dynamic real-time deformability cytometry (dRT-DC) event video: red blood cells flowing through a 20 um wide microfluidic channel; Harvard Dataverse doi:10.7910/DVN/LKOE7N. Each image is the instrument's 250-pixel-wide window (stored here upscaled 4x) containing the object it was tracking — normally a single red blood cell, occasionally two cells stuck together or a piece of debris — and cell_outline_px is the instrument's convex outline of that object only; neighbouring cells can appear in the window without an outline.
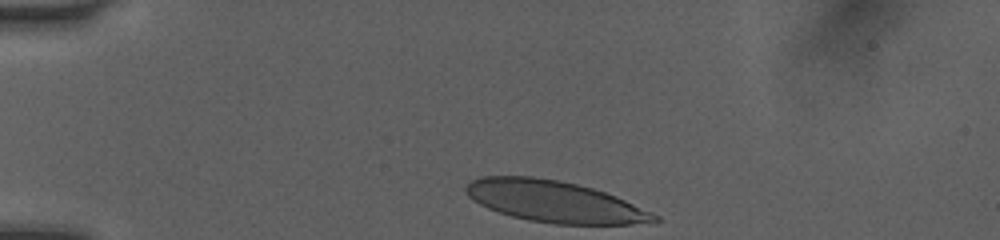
{"species": "human", "species_latin": "Homo sapiens", "temperature_condition": "room temperature", "stored_images_in_passage": 33, "camera_frame_rate_fps": 3000, "um_per_image_px": 0.085, "donor": {"sex": "female"}, "frame": {"image": 1, "passage_image": 1, "time_ms": 0.0, "image_size_px": [1000, 240], "cell_outline_px": [[660, 220], [628, 224], [552, 224], [528, 220], [512, 216], [488, 208], [472, 200], [468, 196], [464, 188], [472, 180], [480, 176], [532, 176], [560, 180], [592, 188], [616, 196], [652, 212], [660, 216]], "centroid_in_image_um": [47.1, 17.12], "position_along_channel_um": 37.9, "area_um2": 45.32}}
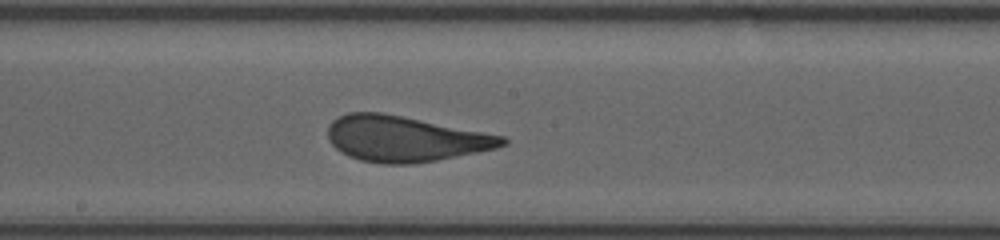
{"frame": {"image": 2, "passage_image": 18, "time_ms": 5.667, "image_size_px": [1000, 240], "cell_outline_px": [[508, 144], [496, 148], [436, 160], [412, 164], [380, 164], [360, 160], [348, 156], [340, 152], [328, 140], [328, 128], [332, 120], [348, 112], [380, 112], [504, 136], [508, 140]], "centroid_in_image_um": [34.38, 11.8], "position_along_channel_um": 213.8, "area_um2": 46.12}}
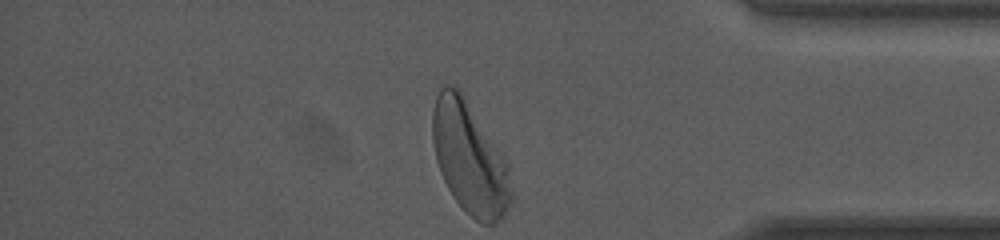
{"frame": {"image": 3, "passage_image": 33, "time_ms": 10.667, "image_size_px": [1000, 240], "cell_outline_px": [[516, 196], [512, 204], [504, 216], [500, 220], [492, 224], [484, 224], [476, 220], [452, 196], [440, 172], [436, 160], [432, 140], [432, 112], [436, 96], [440, 88], [444, 84], [452, 84], [460, 88], [508, 164]], "centroid_in_image_um": [39.95, 13.44], "position_along_channel_um": 395.3, "area_um2": 51.9}, "authors_computed_cell_mechanics": {"area_um2": 46.4134, "velocity_mm_per_s": 4.0341, "shape_relaxation_time_tau1_ms": 4.8705, "shape_relaxation_time_tau2_ms": null, "deformation_change_tau1": 0.2054, "deformation_change_tau2": null}}